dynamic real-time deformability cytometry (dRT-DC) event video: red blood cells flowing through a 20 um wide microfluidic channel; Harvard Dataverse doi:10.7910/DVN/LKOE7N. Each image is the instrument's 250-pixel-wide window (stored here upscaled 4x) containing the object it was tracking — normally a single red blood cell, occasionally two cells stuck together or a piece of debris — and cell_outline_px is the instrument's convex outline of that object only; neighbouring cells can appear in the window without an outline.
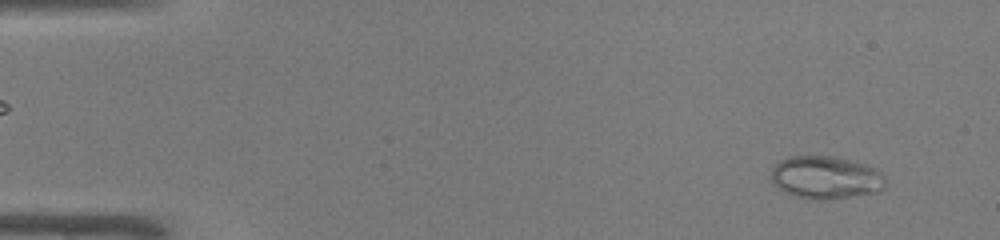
{"species": "common noctule bat (a hibernating species)", "species_latin": "Nyctalus noctula", "temperature_condition": "warm", "stored_images_in_passage": 49, "camera_frame_rate_fps": 3000, "um_per_image_px": 0.085, "animal": {"sex": "male", "body_mass_g": 19.0, "forearm_length_mm": 50.8}, "frame": {"image": 1, "passage_image": 3, "time_ms": 0.667, "image_size_px": [1000, 240], "cell_outline_px": [[884, 188], [880, 192], [848, 196], [800, 196], [788, 192], [780, 188], [772, 180], [772, 168], [780, 160], [788, 156], [836, 156], [864, 164], [880, 172], [884, 176]], "centroid_in_image_um": [70.21, 15.02], "position_along_channel_um": 14.8, "area_um2": 27.22}}
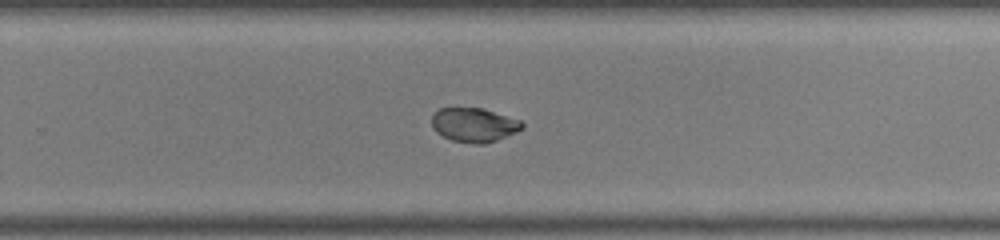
{"frame": {"image": 2, "passage_image": 32, "time_ms": 10.333, "image_size_px": [1000, 240], "cell_outline_px": [[524, 128], [516, 132], [496, 140], [484, 144], [472, 144], [452, 140], [436, 132], [432, 128], [432, 116], [440, 108], [484, 108], [520, 120], [524, 124]], "centroid_in_image_um": [40.3, 10.62], "position_along_channel_um": 289.5, "area_um2": 17.98}}
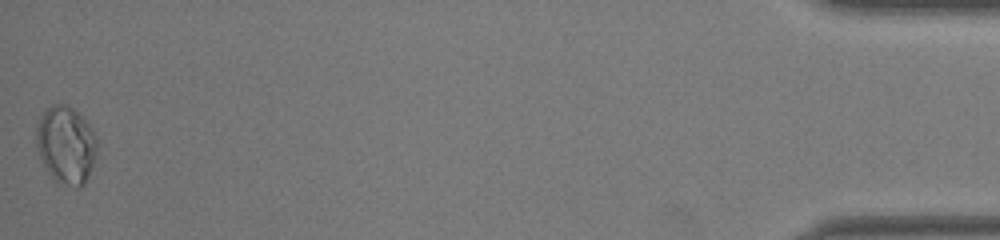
{"frame": {"image": 3, "passage_image": 49, "time_ms": 16.0, "image_size_px": [1000, 240], "cell_outline_px": [[96, 152], [88, 176], [84, 184], [76, 188], [56, 184], [48, 172], [36, 148], [36, 128], [40, 116], [44, 108], [52, 104], [64, 104], [72, 108], [92, 128], [96, 140]], "centroid_in_image_um": [5.57, 12.33], "position_along_channel_um": 429.6, "area_um2": 27.51}}